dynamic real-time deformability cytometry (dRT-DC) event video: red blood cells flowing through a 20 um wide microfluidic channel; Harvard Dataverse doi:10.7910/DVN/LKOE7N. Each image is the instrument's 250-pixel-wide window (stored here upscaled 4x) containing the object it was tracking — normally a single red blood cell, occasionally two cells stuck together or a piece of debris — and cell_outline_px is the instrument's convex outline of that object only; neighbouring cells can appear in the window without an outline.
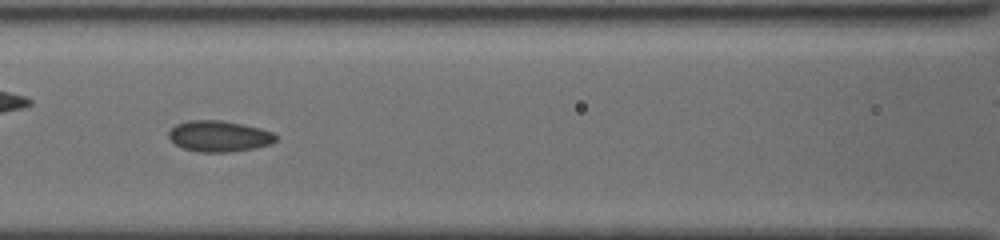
{"species": "common noctule bat (a hibernating species)", "species_latin": "Nyctalus noctula", "temperature_condition": "cold", "stored_images_in_passage": 36, "camera_frame_rate_fps": 3000, "um_per_image_px": 0.085, "animal": {"sex": "female", "body_mass_g": 19.5, "forearm_length_mm": 54.1}, "frame": {"image": 1, "passage_image": 6, "time_ms": 2.0, "image_size_px": [1000, 240], "cell_outline_px": [[276, 140], [272, 144], [256, 148], [228, 152], [196, 152], [184, 148], [176, 144], [168, 136], [168, 132], [176, 124], [188, 120], [220, 120], [260, 128], [272, 132], [276, 136]], "centroid_in_image_um": [18.62, 11.58], "position_along_channel_um": 148.0, "area_um2": 19.31}}
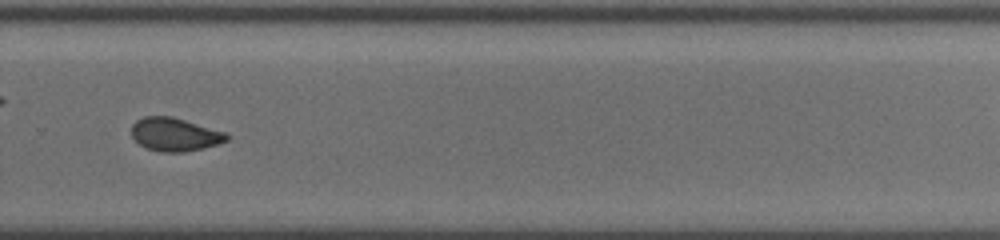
{"frame": {"image": 2, "passage_image": 20, "time_ms": 6.333, "image_size_px": [1000, 240], "cell_outline_px": [[228, 140], [220, 144], [184, 152], [160, 152], [148, 148], [140, 144], [132, 136], [132, 124], [136, 120], [144, 116], [172, 116], [228, 132]], "centroid_in_image_um": [14.9, 11.42], "position_along_channel_um": 314.9, "area_um2": 18.61}, "authors_computed_cell_mechanics": {"area_um2": 18.8428, "velocity_mm_per_s": 3.8591, "shape_relaxation_time_tau1_ms": null, "shape_relaxation_time_tau2_ms": 1.6624, "deformation_change_tau1": null, "deformation_change_tau2": 0.0713}}